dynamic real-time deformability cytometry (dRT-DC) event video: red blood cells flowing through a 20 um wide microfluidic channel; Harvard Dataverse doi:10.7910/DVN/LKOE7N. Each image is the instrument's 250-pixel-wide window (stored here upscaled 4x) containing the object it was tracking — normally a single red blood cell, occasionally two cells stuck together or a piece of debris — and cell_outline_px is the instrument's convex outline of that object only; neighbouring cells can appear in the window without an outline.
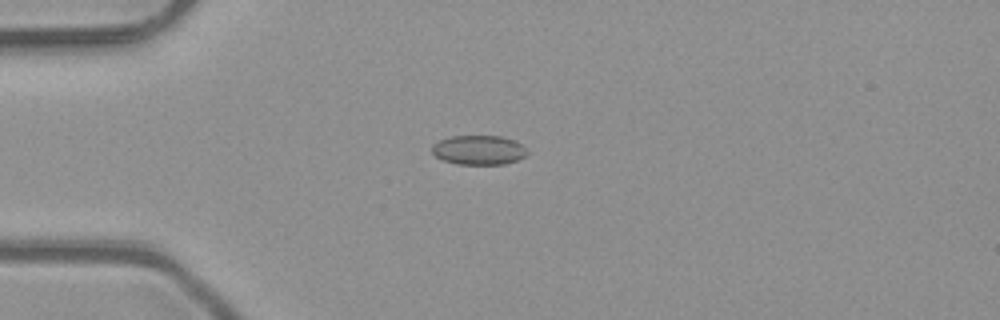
{"species": "common noctule bat (a hibernating species)", "species_latin": "Nyctalus noctula", "temperature_condition": "room temperature", "stored_images_in_passage": 50, "camera_frame_rate_fps": 3000, "um_per_image_px": 0.085, "animal": {"sex": "male", "body_mass_g": 23.1, "forearm_length_mm": 52.7}, "frame": {"image": 1, "passage_image": 13, "time_ms": 4.0, "image_size_px": [1000, 320], "cell_outline_px": [[528, 152], [524, 156], [516, 160], [504, 164], [456, 164], [444, 160], [436, 156], [432, 152], [432, 144], [440, 140], [452, 136], [500, 136], [516, 140]], "centroid_in_image_um": [40.68, 12.75], "position_along_channel_um": 44.3, "area_um2": 16.18}}
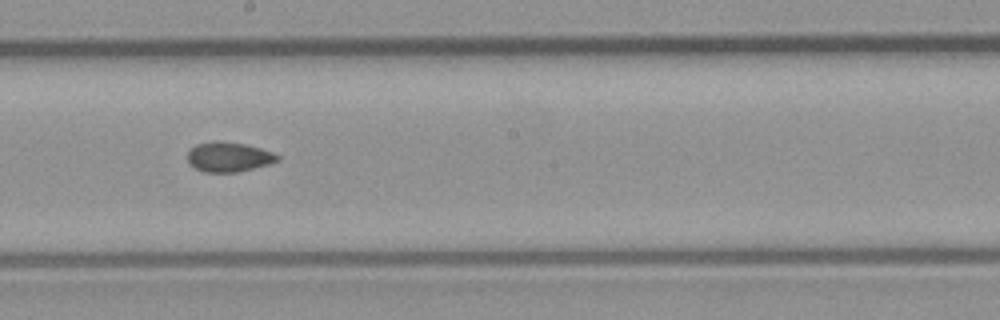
{"frame": {"image": 2, "passage_image": 28, "time_ms": 9.0, "image_size_px": [1000, 320], "cell_outline_px": [[280, 160], [268, 164], [236, 172], [204, 172], [196, 168], [188, 160], [188, 152], [196, 144], [216, 140], [220, 140], [244, 144], [260, 148], [272, 152], [280, 156]], "centroid_in_image_um": [19.45, 13.32], "position_along_channel_um": 228.8, "area_um2": 15.43}}
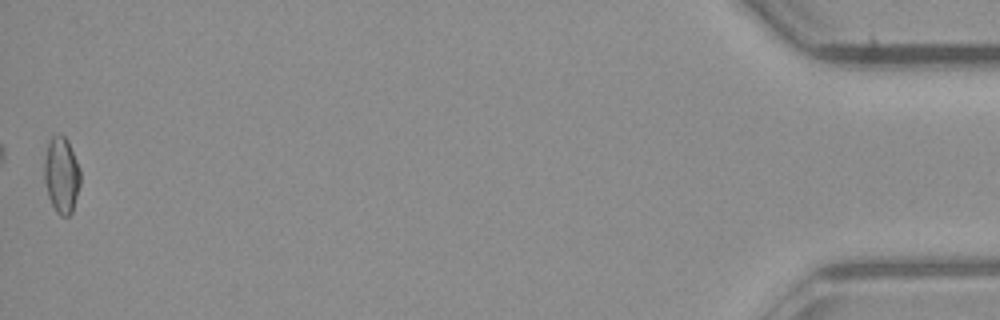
{"frame": {"image": 3, "passage_image": 50, "time_ms": 16.333, "image_size_px": [1000, 320], "cell_outline_px": [[80, 184], [72, 212], [68, 216], [60, 216], [56, 212], [48, 196], [44, 180], [44, 160], [48, 140], [52, 136], [64, 136], [68, 140], [80, 168]], "centroid_in_image_um": [5.22, 14.88], "position_along_channel_um": 430.0, "area_um2": 16.07}, "authors_computed_cell_mechanics": {"area_um2": 15.8372, "velocity_mm_per_s": 4.1105, "shape_relaxation_time_tau1_ms": null, "shape_relaxation_time_tau2_ms": 2.9492, "deformation_change_tau1": null, "deformation_change_tau2": 0.0708}}